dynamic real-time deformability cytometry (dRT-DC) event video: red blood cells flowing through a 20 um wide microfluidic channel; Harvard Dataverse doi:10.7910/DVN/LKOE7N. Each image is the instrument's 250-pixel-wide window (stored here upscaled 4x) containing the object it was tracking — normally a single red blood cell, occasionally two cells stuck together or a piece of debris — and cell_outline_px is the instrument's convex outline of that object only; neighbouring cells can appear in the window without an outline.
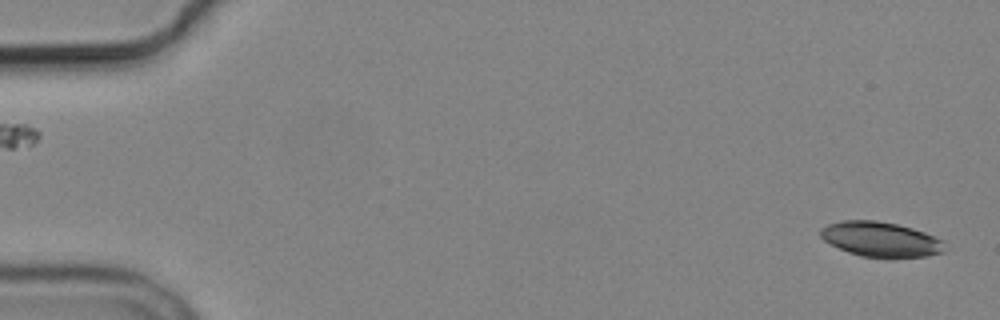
{"species": "common noctule bat (a hibernating species)", "species_latin": "Nyctalus noctula", "temperature_condition": "cold", "stored_images_in_passage": 3, "camera_frame_rate_fps": 3000, "um_per_image_px": 0.085, "animal": {"sex": "male", "body_mass_g": 19.2, "forearm_length_mm": 51.8}, "frame": {"image": 1, "passage_image": 3, "time_ms": 2.333, "image_size_px": [1000, 320], "cell_outline_px": [[944, 252], [928, 256], [892, 260], [888, 260], [860, 256], [848, 252], [824, 240], [820, 236], [820, 228], [828, 224], [844, 220], [876, 220], [896, 224], [912, 228], [924, 232], [944, 240]], "centroid_in_image_um": [74.9, 20.38], "position_along_channel_um": 10.1, "area_um2": 25.89}}